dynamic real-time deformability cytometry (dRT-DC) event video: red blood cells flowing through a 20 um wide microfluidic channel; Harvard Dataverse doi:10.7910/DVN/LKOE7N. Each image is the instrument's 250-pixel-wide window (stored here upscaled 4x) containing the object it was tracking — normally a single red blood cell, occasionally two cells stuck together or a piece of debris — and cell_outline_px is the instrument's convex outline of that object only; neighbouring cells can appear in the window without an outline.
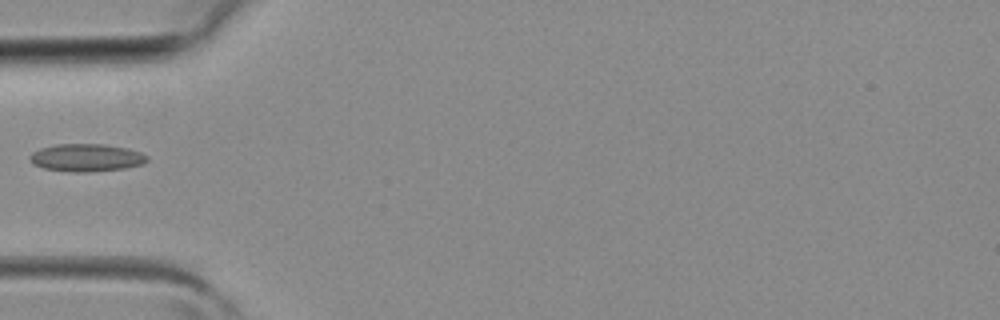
{"species": "common noctule bat (a hibernating species)", "species_latin": "Nyctalus noctula", "temperature_condition": "room temperature", "stored_images_in_passage": 4, "camera_frame_rate_fps": 3000, "um_per_image_px": 0.085, "animal": {"sex": "female", "body_mass_g": 19.3, "forearm_length_mm": 54.1}, "frame": {"image": 1, "passage_image": 4, "time_ms": 1.0, "image_size_px": [1000, 320], "cell_outline_px": [[148, 160], [144, 164], [124, 168], [88, 172], [72, 172], [44, 168], [32, 164], [28, 160], [28, 156], [32, 152], [40, 148], [56, 144], [104, 144], [128, 148], [140, 152], [148, 156]], "centroid_in_image_um": [7.32, 13.4], "position_along_channel_um": 77.7, "area_um2": 19.07}}